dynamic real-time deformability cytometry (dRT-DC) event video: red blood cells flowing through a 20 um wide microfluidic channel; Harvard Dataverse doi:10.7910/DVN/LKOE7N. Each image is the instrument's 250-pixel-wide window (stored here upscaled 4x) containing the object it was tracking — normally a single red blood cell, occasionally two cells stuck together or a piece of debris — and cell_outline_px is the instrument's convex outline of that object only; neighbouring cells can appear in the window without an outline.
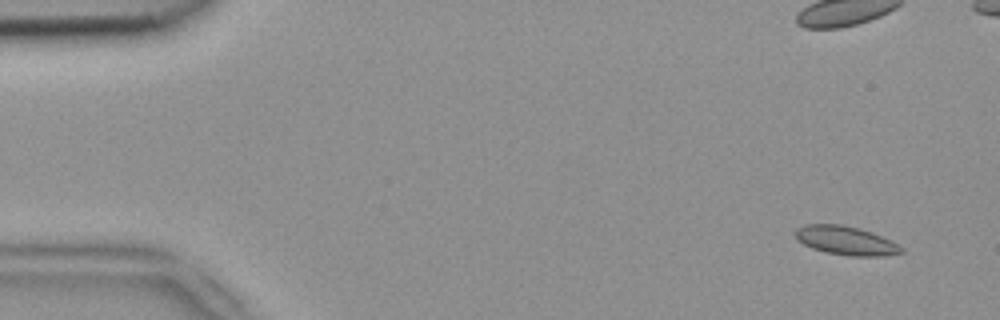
{"species": "common noctule bat (a hibernating species)", "species_latin": "Nyctalus noctula", "temperature_condition": "room temperature", "stored_images_in_passage": 6, "camera_frame_rate_fps": 3000, "um_per_image_px": 0.085, "animal": {"sex": "female", "body_mass_g": 18.4}, "frame": {"image": 1, "passage_image": 1, "time_ms": 0.0, "image_size_px": [1000, 320], "cell_outline_px": [[904, 252], [884, 256], [848, 256], [828, 252], [812, 248], [804, 244], [792, 232], [796, 228], [804, 224], [840, 224], [860, 228], [872, 232], [904, 248]], "centroid_in_image_um": [71.88, 20.44], "position_along_channel_um": 13.1, "area_um2": 17.69}}